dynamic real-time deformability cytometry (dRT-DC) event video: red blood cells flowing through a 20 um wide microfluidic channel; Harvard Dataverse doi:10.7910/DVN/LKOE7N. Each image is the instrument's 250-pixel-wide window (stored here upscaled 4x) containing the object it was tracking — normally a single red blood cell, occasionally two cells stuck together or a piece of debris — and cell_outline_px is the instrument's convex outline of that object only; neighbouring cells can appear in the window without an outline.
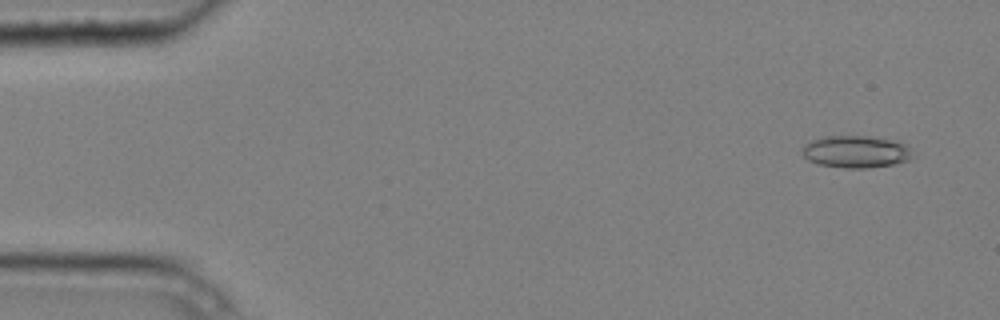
{"species": "common noctule bat (a hibernating species)", "species_latin": "Nyctalus noctula", "temperature_condition": "cold", "stored_images_in_passage": 6, "camera_frame_rate_fps": 3000, "um_per_image_px": 0.085, "animal": {"sex": "male", "body_mass_g": 20.4}, "frame": {"image": 1, "passage_image": 2, "time_ms": 0.333, "image_size_px": [1000, 320], "cell_outline_px": [[916, 156], [908, 160], [896, 164], [868, 168], [844, 168], [816, 164], [808, 160], [800, 152], [800, 148], [804, 144], [812, 140], [824, 136], [868, 136], [888, 140], [904, 144]], "centroid_in_image_um": [72.7, 12.91], "position_along_channel_um": 12.3, "area_um2": 20.87}}
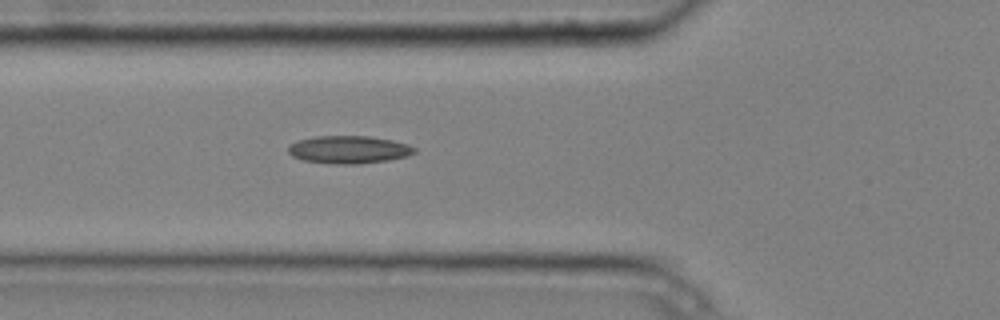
{"frame": {"image": 2, "passage_image": 6, "time_ms": 1.667, "image_size_px": [1000, 320], "cell_outline_px": [[416, 152], [408, 156], [388, 160], [356, 164], [328, 164], [304, 160], [292, 156], [288, 152], [288, 144], [300, 140], [316, 136], [368, 136], [392, 140], [408, 144], [416, 148]], "centroid_in_image_um": [29.65, 12.72], "position_along_channel_um": 96.2, "area_um2": 20.46}}